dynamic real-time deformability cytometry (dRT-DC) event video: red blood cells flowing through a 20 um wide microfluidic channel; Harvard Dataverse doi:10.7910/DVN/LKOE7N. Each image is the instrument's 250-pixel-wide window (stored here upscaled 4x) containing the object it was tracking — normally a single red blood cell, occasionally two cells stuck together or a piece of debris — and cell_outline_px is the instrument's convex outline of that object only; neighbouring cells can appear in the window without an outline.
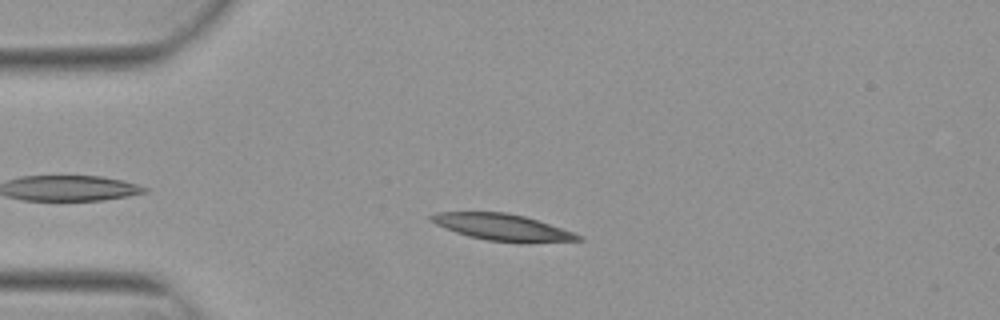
{"species": "Egyptian fruit bat (a non-hibernating species)", "species_latin": "Rousettus aegyptiacus", "temperature_condition": "warm", "stored_images_in_passage": 43, "camera_frame_rate_fps": 3000, "um_per_image_px": 0.085, "animal": {"sex": "female"}, "frame": {"image": 1, "passage_image": 7, "time_ms": 2.0, "image_size_px": [1000, 320], "cell_outline_px": [[584, 240], [488, 240], [468, 236], [444, 228], [428, 220], [428, 216], [436, 212], [504, 212], [524, 216], [584, 236]], "centroid_in_image_um": [42.55, 19.26], "position_along_channel_um": 42.5, "area_um2": 21.56}}
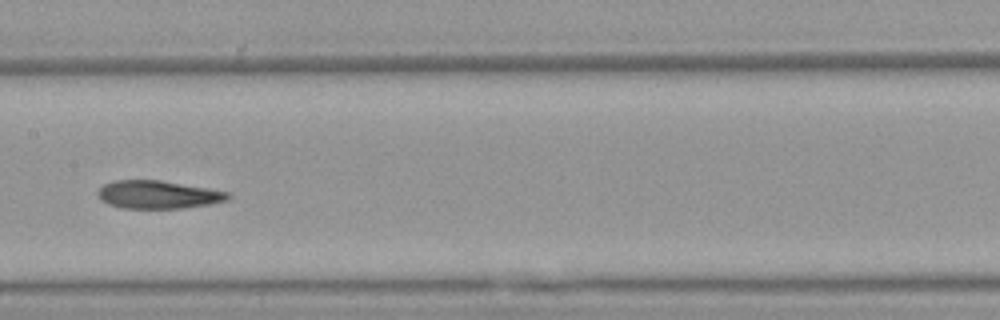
{"frame": {"image": 2, "passage_image": 21, "time_ms": 6.667, "image_size_px": [1000, 320], "cell_outline_px": [[232, 196], [228, 200], [208, 204], [180, 208], [124, 208], [108, 204], [100, 200], [96, 196], [96, 192], [104, 184], [112, 180], [160, 180], [208, 188], [228, 192]], "centroid_in_image_um": [13.39, 16.53], "position_along_channel_um": 194.0, "area_um2": 21.27}}
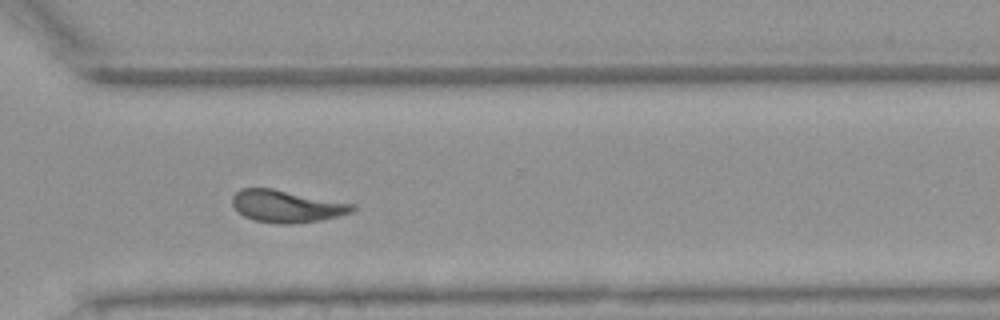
{"frame": {"image": 3, "passage_image": 33, "time_ms": 10.667, "image_size_px": [1000, 320], "cell_outline_px": [[356, 208], [352, 212], [320, 220], [292, 224], [280, 224], [252, 220], [244, 216], [232, 204], [232, 196], [240, 188], [272, 188], [356, 204]], "centroid_in_image_um": [24.36, 17.52], "position_along_channel_um": 346.2, "area_um2": 22.54}, "authors_computed_cell_mechanics": {"area_um2": 22.1374, "velocity_mm_per_s": 3.8107, "shape_relaxation_time_tau1_ms": 6.5919, "shape_relaxation_time_tau2_ms": 3.6742, "deformation_change_tau1": 0.1964, "deformation_change_tau2": 0.1231}}